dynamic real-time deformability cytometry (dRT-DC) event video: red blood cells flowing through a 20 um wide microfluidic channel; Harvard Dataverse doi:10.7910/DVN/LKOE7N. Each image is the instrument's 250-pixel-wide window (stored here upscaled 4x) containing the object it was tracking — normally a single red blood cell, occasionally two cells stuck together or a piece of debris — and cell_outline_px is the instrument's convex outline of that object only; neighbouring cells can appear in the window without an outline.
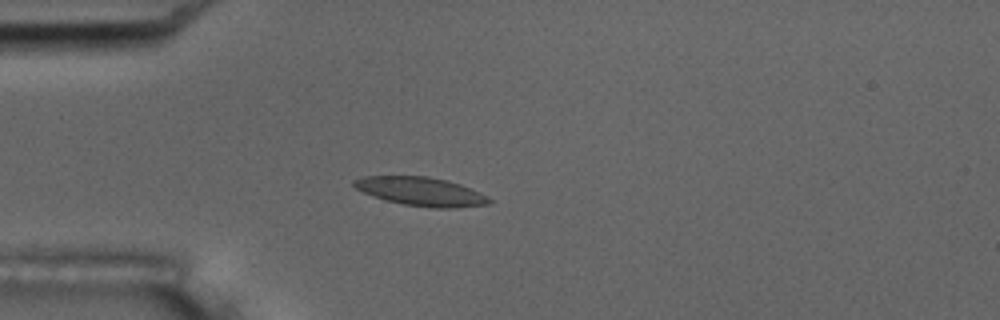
{"species": "common noctule bat (a hibernating species)", "species_latin": "Nyctalus noctula", "temperature_condition": "room temperature", "stored_images_in_passage": 5, "camera_frame_rate_fps": 3000, "um_per_image_px": 0.085, "animal": {"sex": "male", "body_mass_g": 17.5, "forearm_length_mm": 52.3}, "frame": {"image": 1, "passage_image": 3, "time_ms": 2.333, "image_size_px": [1000, 320], "cell_outline_px": [[492, 204], [456, 208], [432, 208], [404, 204], [384, 200], [364, 192], [356, 188], [352, 184], [352, 180], [364, 176], [428, 176], [460, 184], [480, 192], [488, 196], [492, 200]], "centroid_in_image_um": [35.81, 16.28], "position_along_channel_um": 49.2, "area_um2": 22.66}}